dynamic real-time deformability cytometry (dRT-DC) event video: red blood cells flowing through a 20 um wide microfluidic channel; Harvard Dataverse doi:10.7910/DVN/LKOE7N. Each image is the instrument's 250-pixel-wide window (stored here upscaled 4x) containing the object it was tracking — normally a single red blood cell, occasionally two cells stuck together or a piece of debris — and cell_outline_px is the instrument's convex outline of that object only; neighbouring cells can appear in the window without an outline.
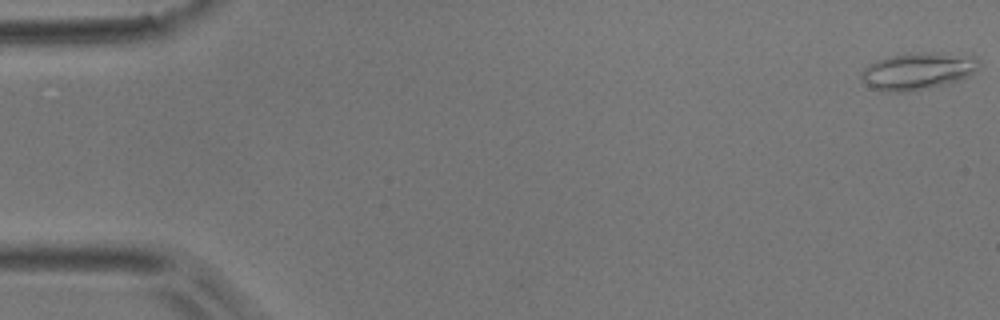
{"species": "common noctule bat (a hibernating species)", "species_latin": "Nyctalus noctula", "temperature_condition": "room temperature", "stored_images_in_passage": 46, "camera_frame_rate_fps": 3000, "um_per_image_px": 0.085, "animal": {"sex": "male", "body_mass_g": 17.9}, "frame": {"image": 1, "passage_image": 1, "time_ms": 0.0, "image_size_px": [1000, 320], "cell_outline_px": [[980, 68], [972, 76], [960, 80], [928, 88], [904, 92], [880, 92], [872, 88], [860, 76], [860, 72], [868, 64], [876, 60], [892, 56], [912, 52], [940, 52], [976, 56], [980, 60]], "centroid_in_image_um": [78.07, 6.03], "position_along_channel_um": 6.9, "area_um2": 25.95}}
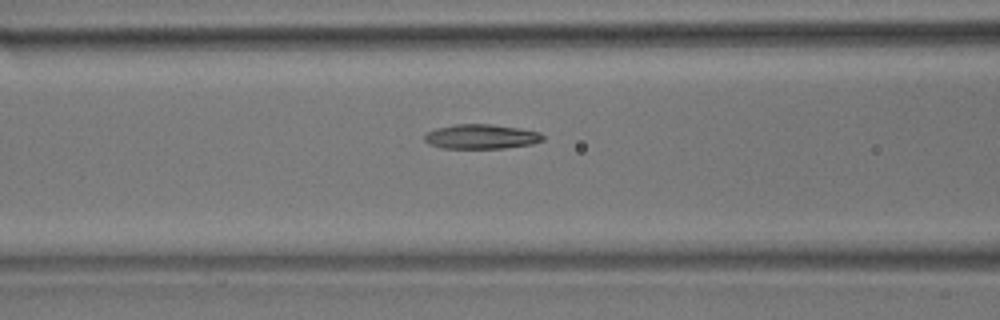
{"frame": {"image": 2, "passage_image": 21, "time_ms": 6.667, "image_size_px": [1000, 320], "cell_outline_px": [[544, 140], [532, 144], [504, 148], [444, 148], [428, 144], [424, 140], [424, 136], [428, 132], [436, 128], [456, 124], [492, 124], [520, 128], [540, 132], [544, 136]], "centroid_in_image_um": [40.92, 11.61], "position_along_channel_um": 125.7, "area_um2": 16.99}}
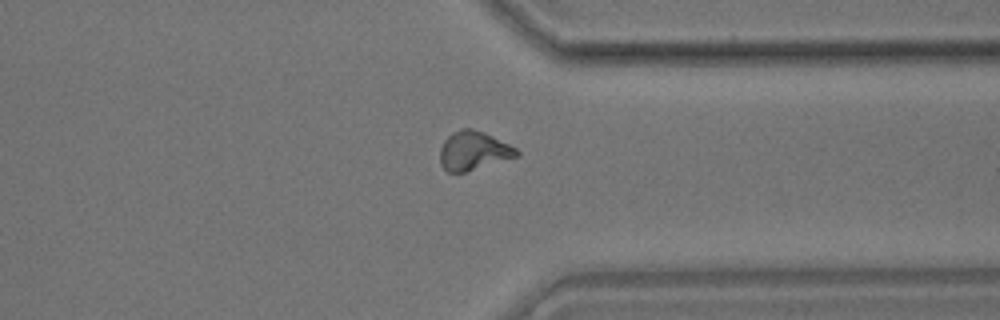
{"frame": {"image": 3, "passage_image": 40, "time_ms": 13.0, "image_size_px": [1000, 320], "cell_outline_px": [[520, 156], [464, 172], [448, 172], [440, 164], [440, 148], [444, 140], [452, 132], [460, 128], [468, 128], [484, 132], [516, 148], [520, 152]], "centroid_in_image_um": [40.24, 12.81], "position_along_channel_um": 371.2, "area_um2": 17.28}}